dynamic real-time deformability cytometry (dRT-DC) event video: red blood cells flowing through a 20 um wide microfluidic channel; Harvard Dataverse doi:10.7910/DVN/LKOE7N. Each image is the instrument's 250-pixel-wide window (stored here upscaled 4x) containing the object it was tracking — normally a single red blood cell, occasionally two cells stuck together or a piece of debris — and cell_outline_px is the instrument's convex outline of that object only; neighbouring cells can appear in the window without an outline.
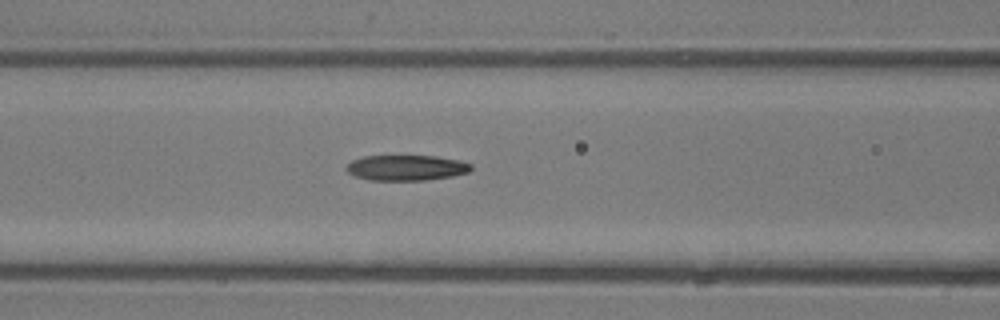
{"species": "common noctule bat (a hibernating species)", "species_latin": "Nyctalus noctula", "temperature_condition": "room temperature", "stored_images_in_passage": 6, "camera_frame_rate_fps": 3000, "um_per_image_px": 0.085, "animal": {"sex": "male", "body_mass_g": 13.3}, "frame": {"image": 1, "passage_image": 6, "time_ms": 6.333, "image_size_px": [1000, 320], "cell_outline_px": [[472, 168], [468, 172], [452, 176], [424, 180], [368, 180], [356, 176], [348, 172], [344, 168], [352, 160], [364, 156], [436, 156], [460, 160], [472, 164]], "centroid_in_image_um": [34.54, 14.25], "position_along_channel_um": 132.1, "area_um2": 18.5}}